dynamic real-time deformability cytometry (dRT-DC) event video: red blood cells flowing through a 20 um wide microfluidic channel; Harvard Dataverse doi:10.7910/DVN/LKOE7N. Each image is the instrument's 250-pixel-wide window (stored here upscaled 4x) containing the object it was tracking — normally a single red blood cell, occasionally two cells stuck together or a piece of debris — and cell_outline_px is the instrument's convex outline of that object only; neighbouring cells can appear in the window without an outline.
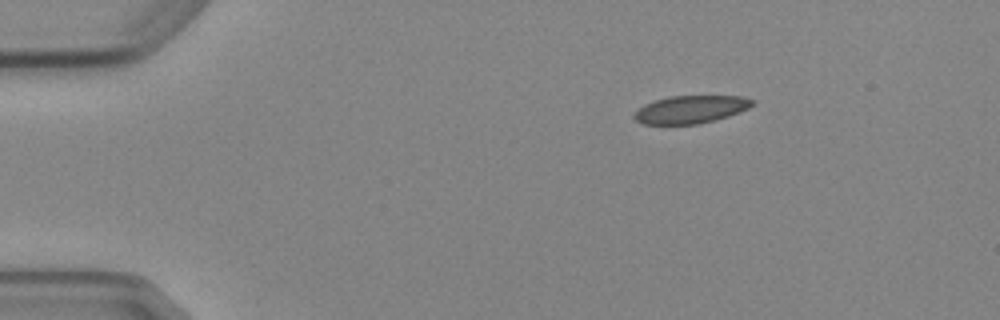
{"species": "Egyptian fruit bat (a non-hibernating species)", "species_latin": "Rousettus aegyptiacus", "temperature_condition": "cold", "stored_images_in_passage": 3, "camera_frame_rate_fps": 3000, "um_per_image_px": 0.085, "animal": {"sex": "female"}, "frame": {"image": 1, "passage_image": 1, "time_ms": 0.0, "image_size_px": [1000, 320], "cell_outline_px": [[756, 100], [748, 108], [740, 112], [728, 116], [696, 124], [644, 124], [636, 120], [632, 116], [644, 104], [668, 96], [740, 96]], "centroid_in_image_um": [58.71, 9.29], "position_along_channel_um": 26.3, "area_um2": 18.9}}